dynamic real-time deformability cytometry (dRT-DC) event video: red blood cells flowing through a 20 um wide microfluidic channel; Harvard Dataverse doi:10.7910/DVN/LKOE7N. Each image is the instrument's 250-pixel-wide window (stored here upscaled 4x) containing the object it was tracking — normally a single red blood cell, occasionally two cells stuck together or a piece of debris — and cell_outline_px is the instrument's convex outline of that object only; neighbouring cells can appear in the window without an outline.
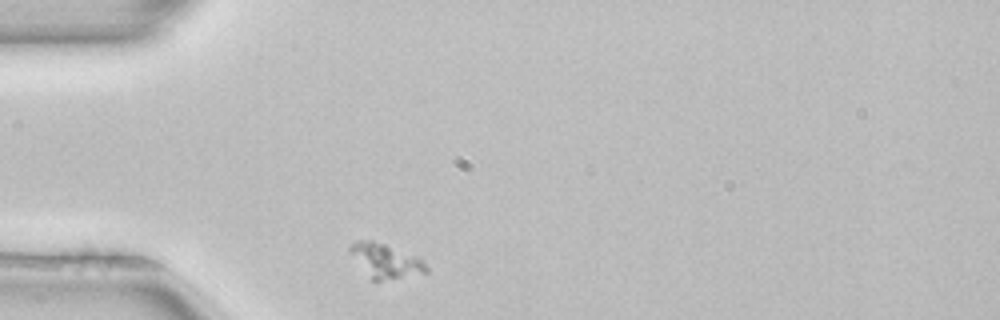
{"species": "common noctule bat (a hibernating species)", "species_latin": "Nyctalus noctula", "temperature_condition": "room temperature", "stored_images_in_passage": 1, "camera_frame_rate_fps": 3000, "um_per_image_px": 0.085, "animal": {"sex": "female", "body_mass_g": 22.7, "forearm_length_mm": 54.2}, "frame": {"image": 1, "passage_image": 1, "time_ms": 0.0, "image_size_px": [1000, 320], "cell_outline_px": [[428, 272], [380, 280], [372, 280], [348, 248], [356, 240], [372, 240], [384, 244], [416, 256], [424, 260], [428, 268]], "centroid_in_image_um": [32.81, 22.14], "position_along_channel_um": 52.2, "area_um2": 14.51}}